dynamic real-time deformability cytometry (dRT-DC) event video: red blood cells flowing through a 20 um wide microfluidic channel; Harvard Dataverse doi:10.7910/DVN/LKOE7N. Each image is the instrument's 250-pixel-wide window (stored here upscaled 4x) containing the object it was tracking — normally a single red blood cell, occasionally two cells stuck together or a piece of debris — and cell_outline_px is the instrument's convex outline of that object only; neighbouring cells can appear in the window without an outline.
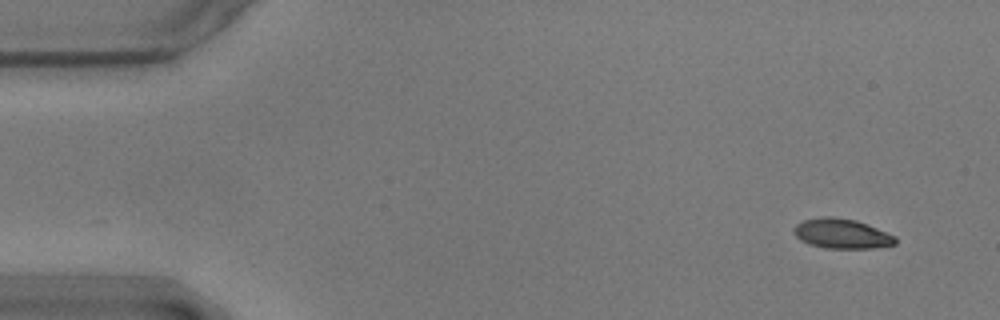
{"species": "common noctule bat (a hibernating species)", "species_latin": "Nyctalus noctula", "temperature_condition": "warm", "stored_images_in_passage": 41, "camera_frame_rate_fps": 3000, "um_per_image_px": 0.085, "animal": {"sex": "male", "body_mass_g": 17.9}, "frame": {"image": 1, "passage_image": 1, "time_ms": 0.0, "image_size_px": [1000, 320], "cell_outline_px": [[896, 244], [872, 248], [824, 248], [808, 244], [800, 240], [792, 232], [792, 228], [796, 224], [804, 220], [824, 216], [832, 216], [856, 220], [868, 224], [896, 236]], "centroid_in_image_um": [71.52, 19.85], "position_along_channel_um": 13.5, "area_um2": 17.8}}
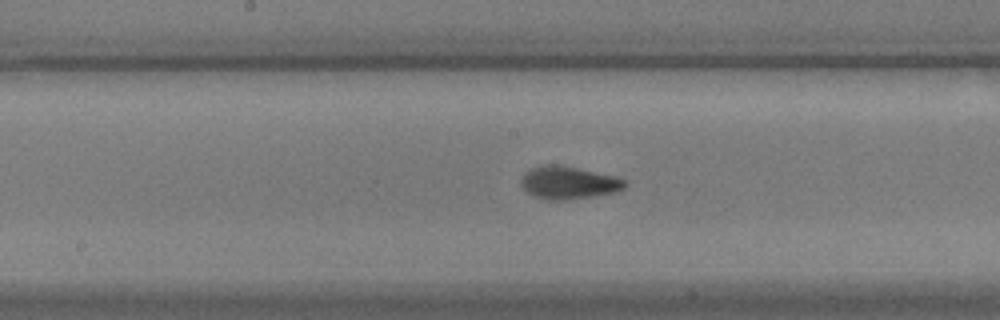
{"frame": {"image": 2, "passage_image": 26, "time_ms": 8.333, "image_size_px": [1000, 320], "cell_outline_px": [[628, 184], [624, 188], [616, 192], [592, 196], [564, 200], [548, 200], [536, 196], [528, 192], [520, 184], [520, 180], [524, 172], [540, 164], [556, 164], [576, 168], [612, 176], [628, 180]], "centroid_in_image_um": [48.31, 15.52], "position_along_channel_um": 199.9, "area_um2": 19.65}}
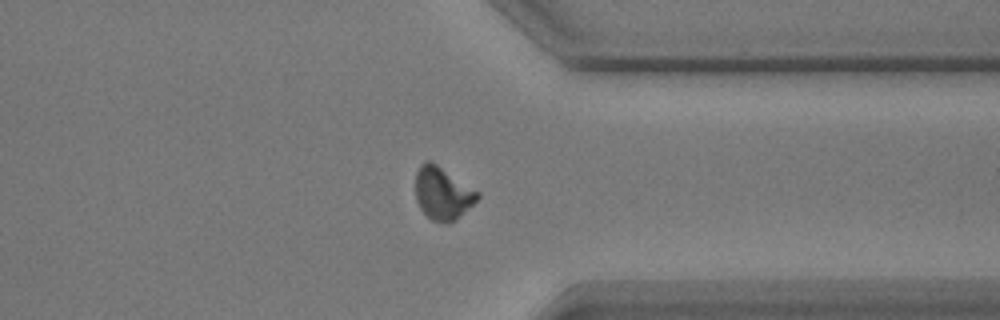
{"frame": {"image": 3, "passage_image": 41, "time_ms": 13.333, "image_size_px": [1000, 320], "cell_outline_px": [[480, 196], [456, 220], [448, 224], [444, 224], [432, 220], [420, 208], [416, 200], [416, 172], [420, 164], [424, 160], [432, 160], [480, 192]], "centroid_in_image_um": [37.62, 16.41], "position_along_channel_um": 373.8, "area_um2": 19.25}, "authors_computed_cell_mechanics": {"area_um2": 18.6116, "velocity_mm_per_s": 3.5612, "shape_relaxation_time_tau1_ms": 3.5012, "shape_relaxation_time_tau2_ms": 1.1015, "deformation_change_tau1": 0.1611, "deformation_change_tau2": 0.0452}}